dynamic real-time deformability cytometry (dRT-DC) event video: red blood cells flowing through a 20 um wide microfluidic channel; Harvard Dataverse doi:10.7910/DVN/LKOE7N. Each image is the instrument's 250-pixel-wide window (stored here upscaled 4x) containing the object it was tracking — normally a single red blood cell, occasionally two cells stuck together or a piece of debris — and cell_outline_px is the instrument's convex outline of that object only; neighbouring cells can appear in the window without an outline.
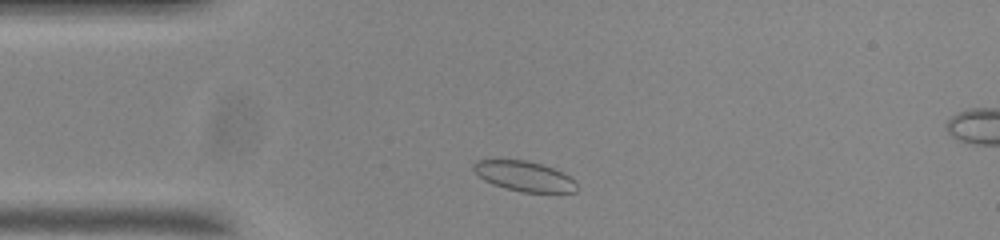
{"species": "common noctule bat (a hibernating species)", "species_latin": "Nyctalus noctula", "temperature_condition": "room temperature", "stored_images_in_passage": 47, "camera_frame_rate_fps": 3000, "um_per_image_px": 0.085, "animal": {"sex": "male", "body_mass_g": 20.0, "forearm_length_mm": 53.3}, "frame": {"image": 1, "passage_image": 4, "time_ms": 1.0, "image_size_px": [1000, 240], "cell_outline_px": [[576, 192], [520, 192], [504, 188], [492, 184], [484, 180], [472, 168], [472, 164], [476, 160], [524, 160], [540, 164], [552, 168], [576, 180]], "centroid_in_image_um": [44.53, 14.98], "position_along_channel_um": 40.5, "area_um2": 17.92}}
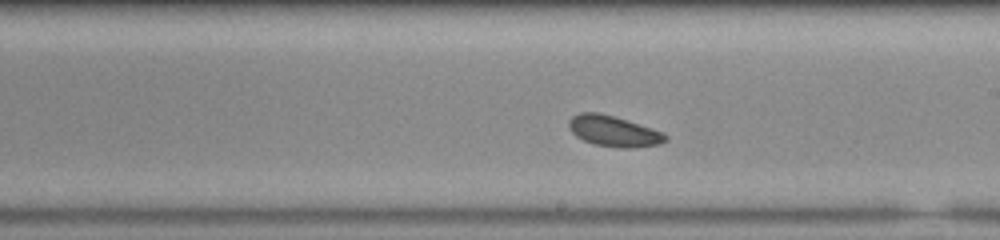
{"frame": {"image": 2, "passage_image": 22, "time_ms": 7.0, "image_size_px": [1000, 240], "cell_outline_px": [[668, 140], [660, 144], [632, 148], [620, 148], [592, 144], [576, 136], [568, 128], [568, 120], [572, 116], [580, 112], [600, 112], [652, 128], [664, 132], [668, 136]], "centroid_in_image_um": [52.16, 11.15], "position_along_channel_um": 236.8, "area_um2": 17.51}}
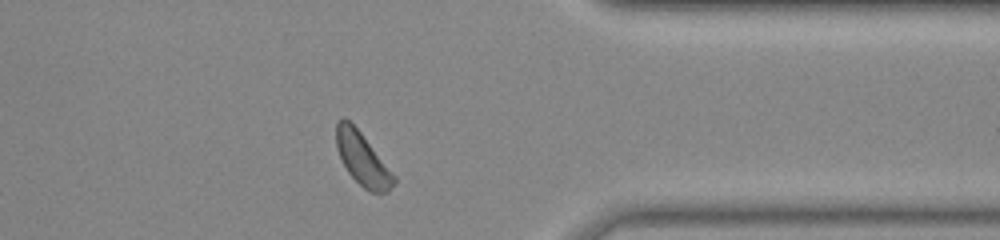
{"frame": {"image": 3, "passage_image": 35, "time_ms": 11.333, "image_size_px": [1000, 240], "cell_outline_px": [[396, 180], [388, 192], [368, 192], [348, 172], [336, 148], [336, 124], [344, 116], [360, 132], [396, 176]], "centroid_in_image_um": [30.81, 13.53], "position_along_channel_um": 380.6, "area_um2": 17.34}, "authors_computed_cell_mechanics": {"area_um2": 17.5712, "velocity_mm_per_s": 3.6419, "shape_relaxation_time_tau1_ms": 2.1073, "shape_relaxation_time_tau2_ms": 9.6667, "deformation_change_tau1": 0.0449, "deformation_change_tau2": 0.139}}